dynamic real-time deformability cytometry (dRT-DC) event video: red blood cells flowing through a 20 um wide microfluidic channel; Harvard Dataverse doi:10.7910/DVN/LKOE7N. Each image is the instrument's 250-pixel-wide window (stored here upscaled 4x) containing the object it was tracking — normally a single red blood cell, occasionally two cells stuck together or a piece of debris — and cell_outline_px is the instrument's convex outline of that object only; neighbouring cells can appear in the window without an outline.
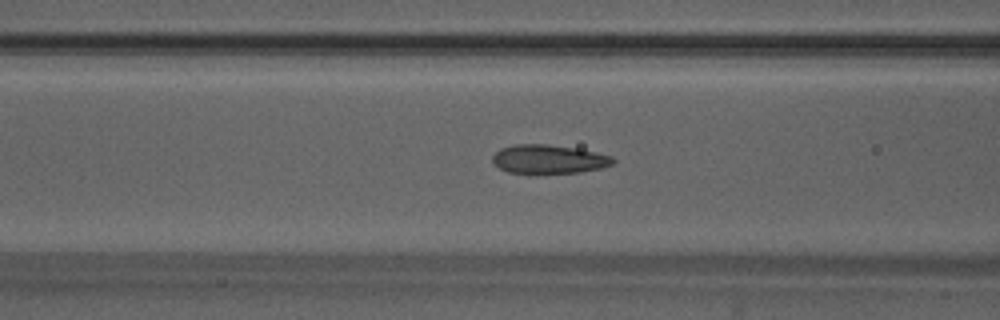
{"species": "Egyptian fruit bat (a non-hibernating species)", "species_latin": "Rousettus aegyptiacus", "temperature_condition": "warm", "stored_images_in_passage": 45, "camera_frame_rate_fps": 3000, "um_per_image_px": 0.085, "animal": {"sex": "male"}, "frame": {"image": 1, "passage_image": 19, "time_ms": 6.0, "image_size_px": [1000, 320], "cell_outline_px": [[616, 160], [612, 164], [600, 168], [580, 172], [528, 176], [508, 172], [500, 168], [492, 160], [492, 156], [500, 148], [516, 144], [548, 144], [576, 148], [596, 152], [612, 156]], "centroid_in_image_um": [46.61, 13.56], "position_along_channel_um": 120.0, "area_um2": 20.92}}
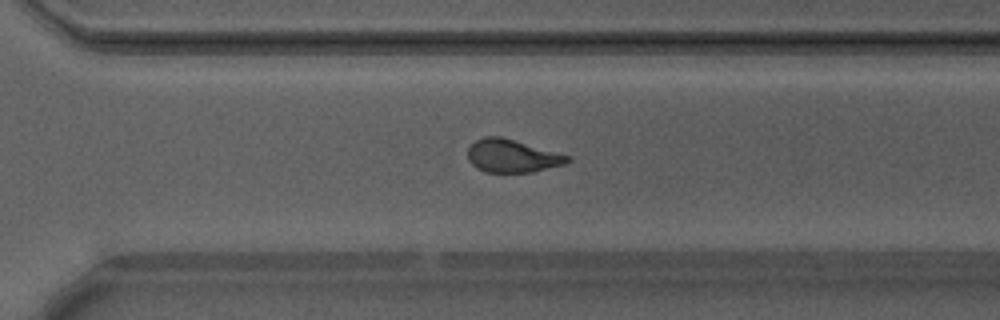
{"frame": {"image": 2, "passage_image": 35, "time_ms": 11.333, "image_size_px": [1000, 320], "cell_outline_px": [[572, 160], [564, 164], [532, 172], [484, 172], [476, 168], [468, 160], [468, 148], [476, 140], [484, 136], [500, 136], [572, 156]], "centroid_in_image_um": [43.54, 13.26], "position_along_channel_um": 327.1, "area_um2": 19.19}}
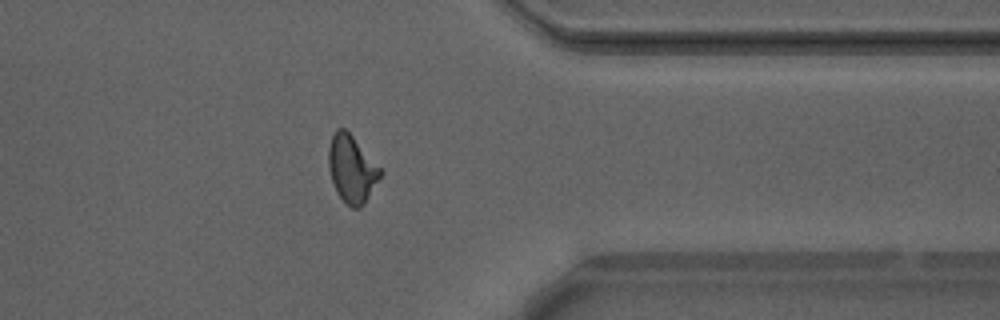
{"frame": {"image": 3, "passage_image": 40, "time_ms": 13.0, "image_size_px": [1000, 320], "cell_outline_px": [[384, 172], [364, 204], [360, 208], [352, 208], [336, 192], [328, 168], [328, 148], [332, 136], [336, 128], [344, 128], [352, 136]], "centroid_in_image_um": [29.9, 14.37], "position_along_channel_um": 381.5, "area_um2": 20.11}, "authors_computed_cell_mechanics": {"area_um2": 20.1144, "velocity_mm_per_s": 3.8915, "shape_relaxation_time_tau1_ms": null, "shape_relaxation_time_tau2_ms": 1.0742, "deformation_change_tau1": null, "deformation_change_tau2": 0.0772}}